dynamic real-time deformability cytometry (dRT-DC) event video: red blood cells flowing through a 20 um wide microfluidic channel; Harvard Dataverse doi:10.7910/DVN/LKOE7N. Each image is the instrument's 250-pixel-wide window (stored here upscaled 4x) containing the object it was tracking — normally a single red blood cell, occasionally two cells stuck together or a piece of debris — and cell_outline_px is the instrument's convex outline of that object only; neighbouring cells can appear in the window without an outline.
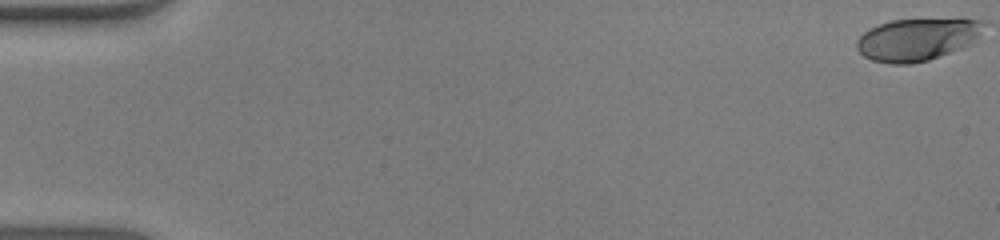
{"species": "human", "species_latin": "Homo sapiens", "temperature_condition": "warm", "stored_images_in_passage": 12, "camera_frame_rate_fps": 3000, "um_per_image_px": 0.085, "donor": {"sex": "male"}, "frame": {"image": 1, "passage_image": 1, "time_ms": 0.0, "image_size_px": [1000, 240], "cell_outline_px": [[980, 20], [976, 36], [972, 44], [928, 60], [912, 64], [892, 64], [872, 60], [864, 56], [856, 48], [856, 40], [864, 32], [880, 24], [892, 20]], "centroid_in_image_um": [77.83, 3.39], "position_along_channel_um": 7.2, "area_um2": 30.29}}